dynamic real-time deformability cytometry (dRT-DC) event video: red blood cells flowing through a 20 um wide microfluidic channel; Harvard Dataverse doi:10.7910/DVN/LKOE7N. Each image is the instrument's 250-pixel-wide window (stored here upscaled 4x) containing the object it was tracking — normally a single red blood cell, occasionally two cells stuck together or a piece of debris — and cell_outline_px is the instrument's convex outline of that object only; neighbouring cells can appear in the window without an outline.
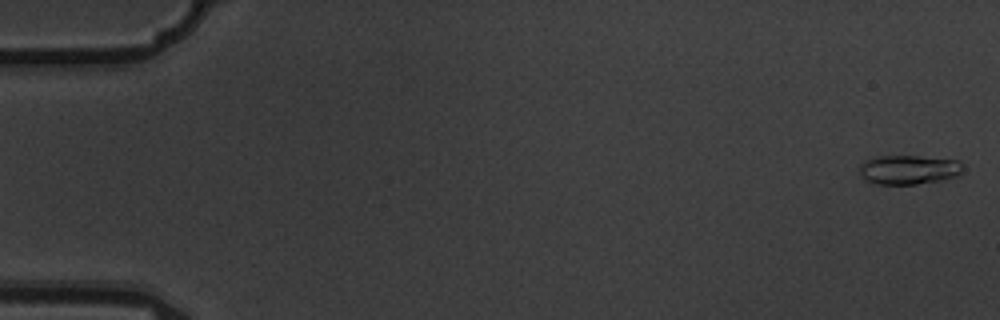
{"species": "common noctule bat (a hibernating species)", "species_latin": "Nyctalus noctula", "temperature_condition": "warm", "stored_images_in_passage": 5, "camera_frame_rate_fps": 3000, "um_per_image_px": 0.085, "animal": {"sex": "male", "body_mass_g": 19.5, "forearm_length_mm": 54.6}, "frame": {"image": 1, "passage_image": 1, "time_ms": 0.0, "image_size_px": [1000, 320], "cell_outline_px": [[964, 168], [956, 176], [940, 180], [916, 184], [876, 184], [860, 176], [860, 164], [864, 160], [872, 156], [920, 156], [960, 160]], "centroid_in_image_um": [77.22, 14.4], "position_along_channel_um": 7.8, "area_um2": 17.74}}